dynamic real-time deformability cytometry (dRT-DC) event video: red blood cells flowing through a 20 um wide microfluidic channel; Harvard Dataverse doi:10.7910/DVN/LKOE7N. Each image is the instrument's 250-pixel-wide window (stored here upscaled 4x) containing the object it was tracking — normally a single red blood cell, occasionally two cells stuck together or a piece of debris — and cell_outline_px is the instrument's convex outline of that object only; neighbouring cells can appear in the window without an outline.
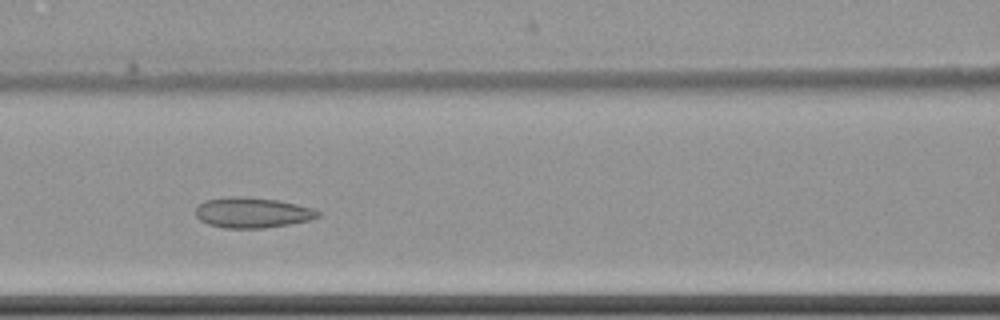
{"species": "common noctule bat (a hibernating species)", "species_latin": "Nyctalus noctula", "temperature_condition": "cold", "stored_images_in_passage": 7, "camera_frame_rate_fps": 3000, "um_per_image_px": 0.085, "animal": {"sex": "female", "body_mass_g": 22.7, "forearm_length_mm": 54.2}, "frame": {"image": 1, "passage_image": 6, "time_ms": 6.0, "image_size_px": [1000, 320], "cell_outline_px": [[320, 216], [308, 220], [288, 224], [264, 228], [224, 228], [208, 224], [200, 220], [196, 216], [196, 208], [204, 200], [228, 196], [240, 196], [280, 200], [312, 208], [320, 212]], "centroid_in_image_um": [21.42, 18.06], "position_along_channel_um": 145.2, "area_um2": 21.68}}
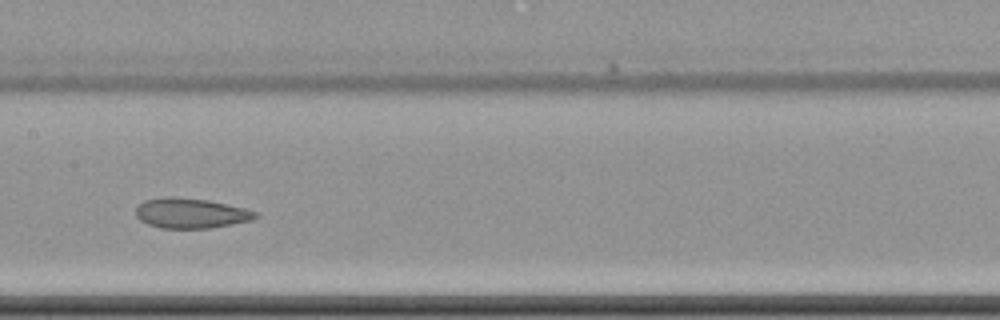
{"frame": {"image": 2, "passage_image": 7, "time_ms": 7.333, "image_size_px": [1000, 320], "cell_outline_px": [[260, 216], [252, 220], [212, 228], [160, 228], [148, 224], [140, 220], [136, 216], [136, 208], [144, 200], [164, 196], [172, 196], [208, 200], [244, 208], [256, 212]], "centroid_in_image_um": [16.21, 18.12], "position_along_channel_um": 191.2, "area_um2": 21.04}}